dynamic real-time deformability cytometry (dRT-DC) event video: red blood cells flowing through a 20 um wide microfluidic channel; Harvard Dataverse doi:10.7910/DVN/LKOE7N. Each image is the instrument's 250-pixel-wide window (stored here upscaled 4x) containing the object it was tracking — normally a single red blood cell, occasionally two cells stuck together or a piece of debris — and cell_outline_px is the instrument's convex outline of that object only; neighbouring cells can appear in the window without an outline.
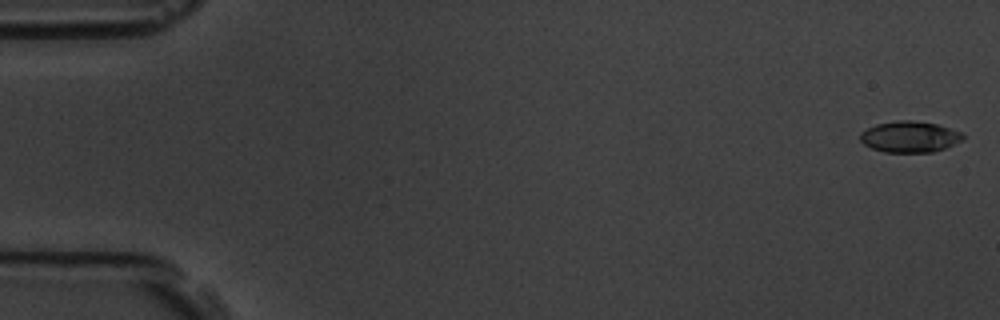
{"species": "common noctule bat (a hibernating species)", "species_latin": "Nyctalus noctula", "temperature_condition": "room temperature", "stored_images_in_passage": 57, "camera_frame_rate_fps": 3000, "um_per_image_px": 0.085, "animal": {"sex": "male", "body_mass_g": 19.5, "forearm_length_mm": 54.6}, "frame": {"image": 1, "passage_image": 1, "time_ms": 0.0, "image_size_px": [1000, 320], "cell_outline_px": [[964, 136], [960, 140], [944, 148], [932, 152], [884, 152], [872, 148], [864, 144], [860, 140], [860, 132], [876, 124], [896, 120], [908, 120], [936, 124], [960, 132]], "centroid_in_image_um": [77.26, 11.62], "position_along_channel_um": 7.7, "area_um2": 18.32}}
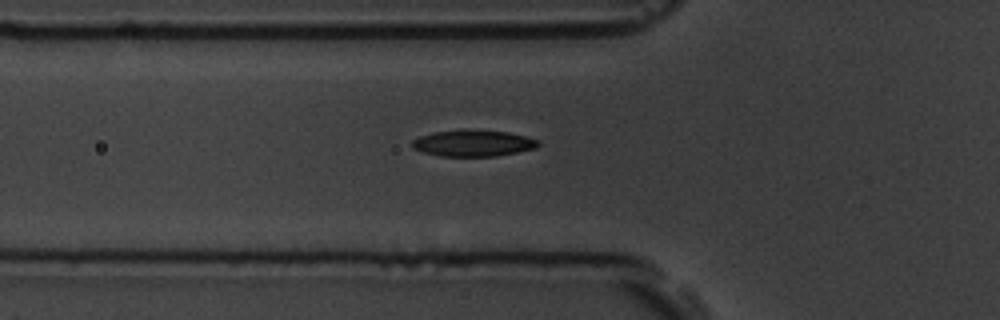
{"frame": {"image": 2, "passage_image": 20, "time_ms": 6.333, "image_size_px": [1000, 320], "cell_outline_px": [[540, 144], [536, 148], [496, 156], [440, 156], [424, 152], [412, 148], [412, 140], [420, 136], [436, 132], [460, 128], [468, 128], [508, 132], [540, 140]], "centroid_in_image_um": [40.22, 12.15], "position_along_channel_um": 85.6, "area_um2": 19.65}}
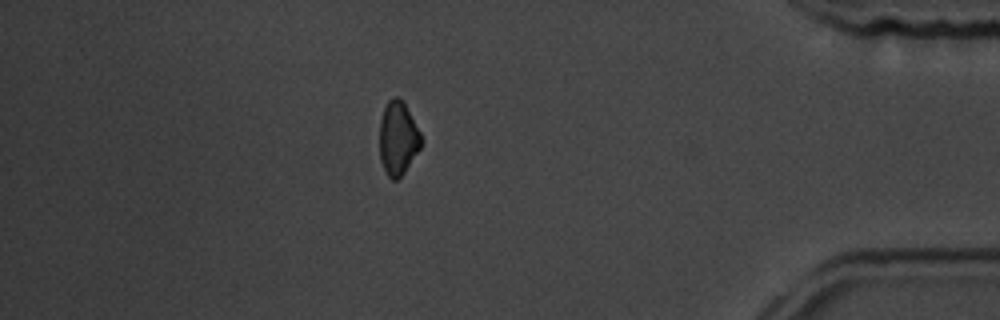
{"frame": {"image": 3, "passage_image": 50, "time_ms": 16.333, "image_size_px": [1000, 320], "cell_outline_px": [[420, 148], [404, 172], [396, 180], [392, 180], [388, 176], [380, 160], [380, 120], [384, 108], [388, 100], [396, 96], [400, 96], [420, 132]], "centroid_in_image_um": [33.8, 11.74], "position_along_channel_um": 401.4, "area_um2": 17.51}, "authors_computed_cell_mechanics": {"area_um2": 18.496, "velocity_mm_per_s": 3.5569, "shape_relaxation_time_tau1_ms": 4.4584, "shape_relaxation_time_tau2_ms": null, "deformation_change_tau1": 0.1079, "deformation_change_tau2": null}}